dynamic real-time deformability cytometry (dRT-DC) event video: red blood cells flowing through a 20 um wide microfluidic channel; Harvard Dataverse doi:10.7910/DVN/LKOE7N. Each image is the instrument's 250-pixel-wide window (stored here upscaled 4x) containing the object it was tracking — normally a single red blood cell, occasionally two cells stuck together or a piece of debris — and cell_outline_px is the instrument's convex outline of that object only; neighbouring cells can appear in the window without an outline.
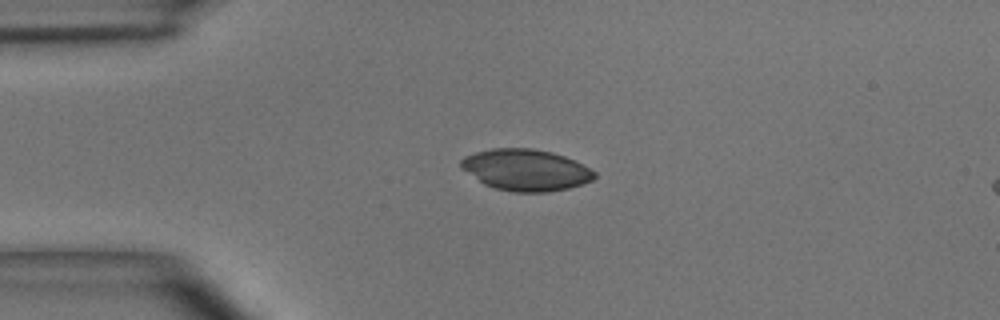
{"species": "common noctule bat (a hibernating species)", "species_latin": "Nyctalus noctula", "temperature_condition": "room temperature", "stored_images_in_passage": 38, "camera_frame_rate_fps": 3000, "um_per_image_px": 0.085, "animal": {"sex": "male", "body_mass_g": 15.6}, "frame": {"image": 1, "passage_image": 1, "time_ms": 0.0, "image_size_px": [1000, 320], "cell_outline_px": [[596, 176], [592, 180], [568, 188], [548, 192], [516, 192], [496, 188], [484, 184], [460, 168], [460, 160], [464, 156], [476, 152], [492, 148], [532, 148], [552, 152], [564, 156], [596, 172]], "centroid_in_image_um": [44.65, 14.44], "position_along_channel_um": 40.3, "area_um2": 32.02}}
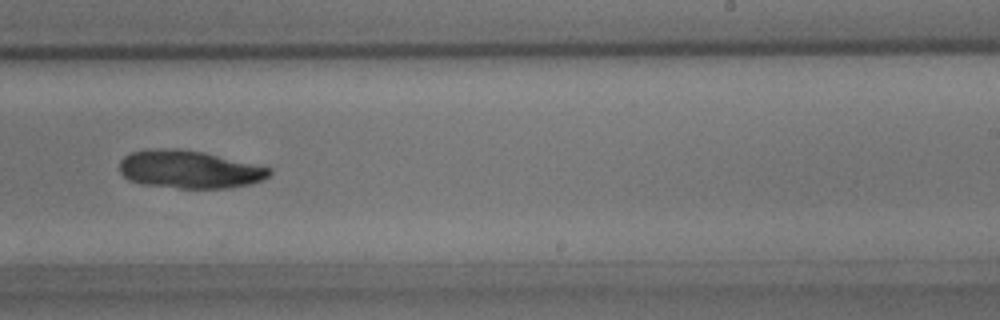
{"frame": {"image": 2, "passage_image": 20, "time_ms": 6.333, "image_size_px": [1000, 320], "cell_outline_px": [[272, 172], [264, 180], [252, 184], [228, 188], [180, 188], [140, 184], [128, 180], [120, 172], [120, 160], [124, 156], [132, 152], [168, 148], [176, 148], [204, 152], [272, 168]], "centroid_in_image_um": [16.12, 14.41], "position_along_channel_um": 272.9, "area_um2": 33.12}}
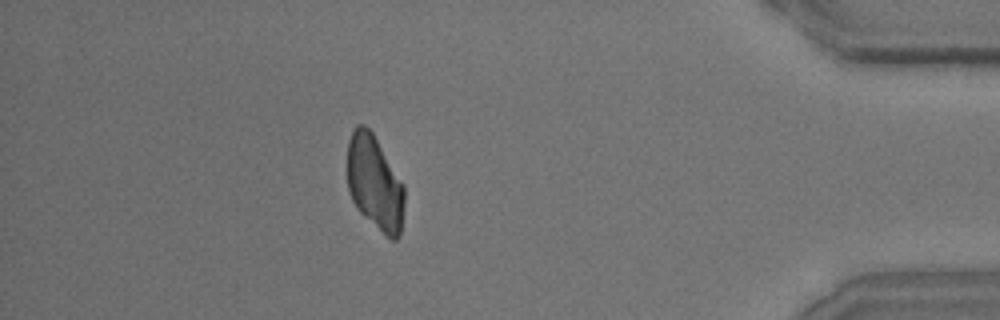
{"frame": {"image": 3, "passage_image": 33, "time_ms": 10.667, "image_size_px": [1000, 320], "cell_outline_px": [[404, 204], [400, 236], [396, 240], [392, 240], [364, 216], [356, 208], [352, 200], [348, 188], [348, 140], [352, 128], [356, 124], [364, 124], [372, 132], [404, 184]], "centroid_in_image_um": [31.85, 15.52], "position_along_channel_um": 403.4, "area_um2": 31.44}}